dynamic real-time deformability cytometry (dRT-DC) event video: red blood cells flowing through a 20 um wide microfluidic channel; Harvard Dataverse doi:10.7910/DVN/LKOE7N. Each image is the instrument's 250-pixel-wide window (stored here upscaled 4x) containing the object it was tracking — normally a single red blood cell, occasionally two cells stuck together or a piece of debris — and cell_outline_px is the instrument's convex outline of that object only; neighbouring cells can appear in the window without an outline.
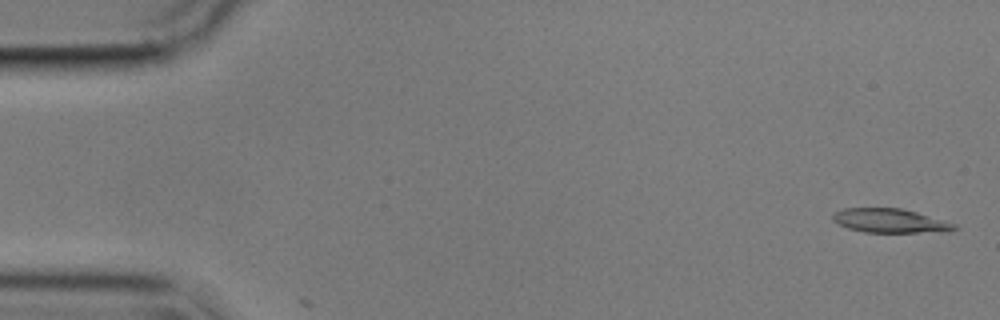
{"species": "common noctule bat (a hibernating species)", "species_latin": "Nyctalus noctula", "temperature_condition": "cold", "stored_images_in_passage": 3, "camera_frame_rate_fps": 3000, "um_per_image_px": 0.085, "animal": {"sex": "male", "body_mass_g": 17.9}, "frame": {"image": 1, "passage_image": 2, "time_ms": 0.333, "image_size_px": [1000, 320], "cell_outline_px": [[960, 228], [952, 232], [864, 232], [848, 228], [832, 220], [832, 212], [844, 208], [900, 208], [916, 212], [956, 224]], "centroid_in_image_um": [75.68, 18.77], "position_along_channel_um": 9.3, "area_um2": 17.11}}